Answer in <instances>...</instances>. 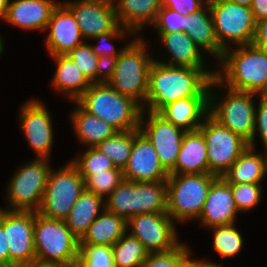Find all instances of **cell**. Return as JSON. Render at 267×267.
I'll return each mask as SVG.
<instances>
[{
  "instance_id": "obj_13",
  "label": "cell",
  "mask_w": 267,
  "mask_h": 267,
  "mask_svg": "<svg viewBox=\"0 0 267 267\" xmlns=\"http://www.w3.org/2000/svg\"><path fill=\"white\" fill-rule=\"evenodd\" d=\"M34 222L33 211L3 210V231L8 245L9 267H24L36 259Z\"/></svg>"
},
{
  "instance_id": "obj_20",
  "label": "cell",
  "mask_w": 267,
  "mask_h": 267,
  "mask_svg": "<svg viewBox=\"0 0 267 267\" xmlns=\"http://www.w3.org/2000/svg\"><path fill=\"white\" fill-rule=\"evenodd\" d=\"M236 207L229 183L223 177H217L209 188L200 221L206 227L234 224Z\"/></svg>"
},
{
  "instance_id": "obj_51",
  "label": "cell",
  "mask_w": 267,
  "mask_h": 267,
  "mask_svg": "<svg viewBox=\"0 0 267 267\" xmlns=\"http://www.w3.org/2000/svg\"><path fill=\"white\" fill-rule=\"evenodd\" d=\"M9 0H0V18L4 19L7 15Z\"/></svg>"
},
{
  "instance_id": "obj_12",
  "label": "cell",
  "mask_w": 267,
  "mask_h": 267,
  "mask_svg": "<svg viewBox=\"0 0 267 267\" xmlns=\"http://www.w3.org/2000/svg\"><path fill=\"white\" fill-rule=\"evenodd\" d=\"M47 159L37 158L20 167L10 181L8 211H33L40 208L51 168Z\"/></svg>"
},
{
  "instance_id": "obj_17",
  "label": "cell",
  "mask_w": 267,
  "mask_h": 267,
  "mask_svg": "<svg viewBox=\"0 0 267 267\" xmlns=\"http://www.w3.org/2000/svg\"><path fill=\"white\" fill-rule=\"evenodd\" d=\"M169 172L162 166L156 150L147 137L134 130V140L123 177L133 182H154L167 180Z\"/></svg>"
},
{
  "instance_id": "obj_44",
  "label": "cell",
  "mask_w": 267,
  "mask_h": 267,
  "mask_svg": "<svg viewBox=\"0 0 267 267\" xmlns=\"http://www.w3.org/2000/svg\"><path fill=\"white\" fill-rule=\"evenodd\" d=\"M118 56L99 57L96 67V83H108L112 78ZM98 76V77H97Z\"/></svg>"
},
{
  "instance_id": "obj_41",
  "label": "cell",
  "mask_w": 267,
  "mask_h": 267,
  "mask_svg": "<svg viewBox=\"0 0 267 267\" xmlns=\"http://www.w3.org/2000/svg\"><path fill=\"white\" fill-rule=\"evenodd\" d=\"M153 25L158 29V33L184 32L185 16L161 6Z\"/></svg>"
},
{
  "instance_id": "obj_24",
  "label": "cell",
  "mask_w": 267,
  "mask_h": 267,
  "mask_svg": "<svg viewBox=\"0 0 267 267\" xmlns=\"http://www.w3.org/2000/svg\"><path fill=\"white\" fill-rule=\"evenodd\" d=\"M114 4L119 25L135 34L146 23H154L162 6V0H118Z\"/></svg>"
},
{
  "instance_id": "obj_1",
  "label": "cell",
  "mask_w": 267,
  "mask_h": 267,
  "mask_svg": "<svg viewBox=\"0 0 267 267\" xmlns=\"http://www.w3.org/2000/svg\"><path fill=\"white\" fill-rule=\"evenodd\" d=\"M215 73L204 68L170 66L154 59L146 95L148 112L158 113L165 105L178 99L209 97L210 82Z\"/></svg>"
},
{
  "instance_id": "obj_36",
  "label": "cell",
  "mask_w": 267,
  "mask_h": 267,
  "mask_svg": "<svg viewBox=\"0 0 267 267\" xmlns=\"http://www.w3.org/2000/svg\"><path fill=\"white\" fill-rule=\"evenodd\" d=\"M214 229V249L222 258L233 257L243 245V239L234 224L216 226Z\"/></svg>"
},
{
  "instance_id": "obj_19",
  "label": "cell",
  "mask_w": 267,
  "mask_h": 267,
  "mask_svg": "<svg viewBox=\"0 0 267 267\" xmlns=\"http://www.w3.org/2000/svg\"><path fill=\"white\" fill-rule=\"evenodd\" d=\"M48 28L50 33L46 38V45L52 57L67 55L84 42L74 15L63 3H58L52 12Z\"/></svg>"
},
{
  "instance_id": "obj_52",
  "label": "cell",
  "mask_w": 267,
  "mask_h": 267,
  "mask_svg": "<svg viewBox=\"0 0 267 267\" xmlns=\"http://www.w3.org/2000/svg\"><path fill=\"white\" fill-rule=\"evenodd\" d=\"M231 3L234 4H239V5H244V6H248L251 7L253 0H227Z\"/></svg>"
},
{
  "instance_id": "obj_43",
  "label": "cell",
  "mask_w": 267,
  "mask_h": 267,
  "mask_svg": "<svg viewBox=\"0 0 267 267\" xmlns=\"http://www.w3.org/2000/svg\"><path fill=\"white\" fill-rule=\"evenodd\" d=\"M201 0H162V7L174 10L185 17L200 10L202 5Z\"/></svg>"
},
{
  "instance_id": "obj_8",
  "label": "cell",
  "mask_w": 267,
  "mask_h": 267,
  "mask_svg": "<svg viewBox=\"0 0 267 267\" xmlns=\"http://www.w3.org/2000/svg\"><path fill=\"white\" fill-rule=\"evenodd\" d=\"M84 190V178L72 163L57 172L51 169L37 212L49 219L65 220Z\"/></svg>"
},
{
  "instance_id": "obj_55",
  "label": "cell",
  "mask_w": 267,
  "mask_h": 267,
  "mask_svg": "<svg viewBox=\"0 0 267 267\" xmlns=\"http://www.w3.org/2000/svg\"><path fill=\"white\" fill-rule=\"evenodd\" d=\"M185 267H192V259L188 260V263H187V265Z\"/></svg>"
},
{
  "instance_id": "obj_47",
  "label": "cell",
  "mask_w": 267,
  "mask_h": 267,
  "mask_svg": "<svg viewBox=\"0 0 267 267\" xmlns=\"http://www.w3.org/2000/svg\"><path fill=\"white\" fill-rule=\"evenodd\" d=\"M0 267H9V252L3 231V210L0 209Z\"/></svg>"
},
{
  "instance_id": "obj_6",
  "label": "cell",
  "mask_w": 267,
  "mask_h": 267,
  "mask_svg": "<svg viewBox=\"0 0 267 267\" xmlns=\"http://www.w3.org/2000/svg\"><path fill=\"white\" fill-rule=\"evenodd\" d=\"M33 238L36 259L76 267L79 239L64 220L49 219L35 212Z\"/></svg>"
},
{
  "instance_id": "obj_40",
  "label": "cell",
  "mask_w": 267,
  "mask_h": 267,
  "mask_svg": "<svg viewBox=\"0 0 267 267\" xmlns=\"http://www.w3.org/2000/svg\"><path fill=\"white\" fill-rule=\"evenodd\" d=\"M238 211H248L256 206L261 198L262 187L254 183H229Z\"/></svg>"
},
{
  "instance_id": "obj_48",
  "label": "cell",
  "mask_w": 267,
  "mask_h": 267,
  "mask_svg": "<svg viewBox=\"0 0 267 267\" xmlns=\"http://www.w3.org/2000/svg\"><path fill=\"white\" fill-rule=\"evenodd\" d=\"M251 10L256 21L267 17V0H253Z\"/></svg>"
},
{
  "instance_id": "obj_38",
  "label": "cell",
  "mask_w": 267,
  "mask_h": 267,
  "mask_svg": "<svg viewBox=\"0 0 267 267\" xmlns=\"http://www.w3.org/2000/svg\"><path fill=\"white\" fill-rule=\"evenodd\" d=\"M189 251L187 246L181 243L167 252L150 253L141 267H185L190 257Z\"/></svg>"
},
{
  "instance_id": "obj_35",
  "label": "cell",
  "mask_w": 267,
  "mask_h": 267,
  "mask_svg": "<svg viewBox=\"0 0 267 267\" xmlns=\"http://www.w3.org/2000/svg\"><path fill=\"white\" fill-rule=\"evenodd\" d=\"M76 267H115L112 246L79 244Z\"/></svg>"
},
{
  "instance_id": "obj_7",
  "label": "cell",
  "mask_w": 267,
  "mask_h": 267,
  "mask_svg": "<svg viewBox=\"0 0 267 267\" xmlns=\"http://www.w3.org/2000/svg\"><path fill=\"white\" fill-rule=\"evenodd\" d=\"M217 177L209 173L169 174L167 178L168 215L181 222L194 217L199 219L209 188Z\"/></svg>"
},
{
  "instance_id": "obj_28",
  "label": "cell",
  "mask_w": 267,
  "mask_h": 267,
  "mask_svg": "<svg viewBox=\"0 0 267 267\" xmlns=\"http://www.w3.org/2000/svg\"><path fill=\"white\" fill-rule=\"evenodd\" d=\"M253 151L254 148L248 146L223 174L222 177L228 183H260L267 172V155L254 154Z\"/></svg>"
},
{
  "instance_id": "obj_26",
  "label": "cell",
  "mask_w": 267,
  "mask_h": 267,
  "mask_svg": "<svg viewBox=\"0 0 267 267\" xmlns=\"http://www.w3.org/2000/svg\"><path fill=\"white\" fill-rule=\"evenodd\" d=\"M127 221L105 208L89 226L87 232L79 240V244L113 246L126 232Z\"/></svg>"
},
{
  "instance_id": "obj_33",
  "label": "cell",
  "mask_w": 267,
  "mask_h": 267,
  "mask_svg": "<svg viewBox=\"0 0 267 267\" xmlns=\"http://www.w3.org/2000/svg\"><path fill=\"white\" fill-rule=\"evenodd\" d=\"M134 140V130L117 132L95 148L112 160L116 168L123 170L129 161Z\"/></svg>"
},
{
  "instance_id": "obj_14",
  "label": "cell",
  "mask_w": 267,
  "mask_h": 267,
  "mask_svg": "<svg viewBox=\"0 0 267 267\" xmlns=\"http://www.w3.org/2000/svg\"><path fill=\"white\" fill-rule=\"evenodd\" d=\"M131 236L136 237L149 253L167 252L181 243L178 242L173 219L167 212L143 213L127 220Z\"/></svg>"
},
{
  "instance_id": "obj_56",
  "label": "cell",
  "mask_w": 267,
  "mask_h": 267,
  "mask_svg": "<svg viewBox=\"0 0 267 267\" xmlns=\"http://www.w3.org/2000/svg\"><path fill=\"white\" fill-rule=\"evenodd\" d=\"M203 3H205L206 5L210 2V0H206L205 2L203 0H201Z\"/></svg>"
},
{
  "instance_id": "obj_29",
  "label": "cell",
  "mask_w": 267,
  "mask_h": 267,
  "mask_svg": "<svg viewBox=\"0 0 267 267\" xmlns=\"http://www.w3.org/2000/svg\"><path fill=\"white\" fill-rule=\"evenodd\" d=\"M103 198L86 190L78 197L70 214L64 220L70 231L80 240L99 216Z\"/></svg>"
},
{
  "instance_id": "obj_30",
  "label": "cell",
  "mask_w": 267,
  "mask_h": 267,
  "mask_svg": "<svg viewBox=\"0 0 267 267\" xmlns=\"http://www.w3.org/2000/svg\"><path fill=\"white\" fill-rule=\"evenodd\" d=\"M78 108L71 114L74 129L83 143L96 147L105 139L112 137L118 131L106 121L85 111L78 103Z\"/></svg>"
},
{
  "instance_id": "obj_49",
  "label": "cell",
  "mask_w": 267,
  "mask_h": 267,
  "mask_svg": "<svg viewBox=\"0 0 267 267\" xmlns=\"http://www.w3.org/2000/svg\"><path fill=\"white\" fill-rule=\"evenodd\" d=\"M24 267H71V266H67V265H63V264L55 263V262H46V261H41V260L35 259L30 264H28Z\"/></svg>"
},
{
  "instance_id": "obj_23",
  "label": "cell",
  "mask_w": 267,
  "mask_h": 267,
  "mask_svg": "<svg viewBox=\"0 0 267 267\" xmlns=\"http://www.w3.org/2000/svg\"><path fill=\"white\" fill-rule=\"evenodd\" d=\"M209 173L207 146L203 134L197 130L186 132L175 167L169 174Z\"/></svg>"
},
{
  "instance_id": "obj_16",
  "label": "cell",
  "mask_w": 267,
  "mask_h": 267,
  "mask_svg": "<svg viewBox=\"0 0 267 267\" xmlns=\"http://www.w3.org/2000/svg\"><path fill=\"white\" fill-rule=\"evenodd\" d=\"M113 0H77L63 3L74 15L84 38L112 32L118 25Z\"/></svg>"
},
{
  "instance_id": "obj_25",
  "label": "cell",
  "mask_w": 267,
  "mask_h": 267,
  "mask_svg": "<svg viewBox=\"0 0 267 267\" xmlns=\"http://www.w3.org/2000/svg\"><path fill=\"white\" fill-rule=\"evenodd\" d=\"M209 12L210 17L206 12ZM193 42L201 49L207 50L213 56L221 59L224 50L220 47L215 36L214 25L209 4L185 17V31Z\"/></svg>"
},
{
  "instance_id": "obj_2",
  "label": "cell",
  "mask_w": 267,
  "mask_h": 267,
  "mask_svg": "<svg viewBox=\"0 0 267 267\" xmlns=\"http://www.w3.org/2000/svg\"><path fill=\"white\" fill-rule=\"evenodd\" d=\"M238 47L223 52L224 75L215 73L211 87L226 82L225 87L236 91L260 93L267 86V50L253 43Z\"/></svg>"
},
{
  "instance_id": "obj_50",
  "label": "cell",
  "mask_w": 267,
  "mask_h": 267,
  "mask_svg": "<svg viewBox=\"0 0 267 267\" xmlns=\"http://www.w3.org/2000/svg\"><path fill=\"white\" fill-rule=\"evenodd\" d=\"M192 267H223L219 264L213 263L212 261L192 260Z\"/></svg>"
},
{
  "instance_id": "obj_15",
  "label": "cell",
  "mask_w": 267,
  "mask_h": 267,
  "mask_svg": "<svg viewBox=\"0 0 267 267\" xmlns=\"http://www.w3.org/2000/svg\"><path fill=\"white\" fill-rule=\"evenodd\" d=\"M148 113V123L145 126L143 119L145 109L142 110L139 130L151 142L162 166L170 172L175 167L186 131L166 121L157 112Z\"/></svg>"
},
{
  "instance_id": "obj_39",
  "label": "cell",
  "mask_w": 267,
  "mask_h": 267,
  "mask_svg": "<svg viewBox=\"0 0 267 267\" xmlns=\"http://www.w3.org/2000/svg\"><path fill=\"white\" fill-rule=\"evenodd\" d=\"M66 56L78 66L91 84L96 83V67L99 56L93 52L91 45L83 42Z\"/></svg>"
},
{
  "instance_id": "obj_32",
  "label": "cell",
  "mask_w": 267,
  "mask_h": 267,
  "mask_svg": "<svg viewBox=\"0 0 267 267\" xmlns=\"http://www.w3.org/2000/svg\"><path fill=\"white\" fill-rule=\"evenodd\" d=\"M115 267H141L150 254L136 238L126 233L112 246Z\"/></svg>"
},
{
  "instance_id": "obj_9",
  "label": "cell",
  "mask_w": 267,
  "mask_h": 267,
  "mask_svg": "<svg viewBox=\"0 0 267 267\" xmlns=\"http://www.w3.org/2000/svg\"><path fill=\"white\" fill-rule=\"evenodd\" d=\"M213 20L215 36L225 51V40L243 46L252 44L257 21L251 7L234 4L227 0H210L208 3Z\"/></svg>"
},
{
  "instance_id": "obj_22",
  "label": "cell",
  "mask_w": 267,
  "mask_h": 267,
  "mask_svg": "<svg viewBox=\"0 0 267 267\" xmlns=\"http://www.w3.org/2000/svg\"><path fill=\"white\" fill-rule=\"evenodd\" d=\"M158 114L186 132L197 131L209 114V97H187L165 105Z\"/></svg>"
},
{
  "instance_id": "obj_54",
  "label": "cell",
  "mask_w": 267,
  "mask_h": 267,
  "mask_svg": "<svg viewBox=\"0 0 267 267\" xmlns=\"http://www.w3.org/2000/svg\"><path fill=\"white\" fill-rule=\"evenodd\" d=\"M3 40H2V37H0V54L2 53L3 51Z\"/></svg>"
},
{
  "instance_id": "obj_5",
  "label": "cell",
  "mask_w": 267,
  "mask_h": 267,
  "mask_svg": "<svg viewBox=\"0 0 267 267\" xmlns=\"http://www.w3.org/2000/svg\"><path fill=\"white\" fill-rule=\"evenodd\" d=\"M130 43L118 55L108 84L146 109L149 71L154 60L147 55L144 41L138 38Z\"/></svg>"
},
{
  "instance_id": "obj_4",
  "label": "cell",
  "mask_w": 267,
  "mask_h": 267,
  "mask_svg": "<svg viewBox=\"0 0 267 267\" xmlns=\"http://www.w3.org/2000/svg\"><path fill=\"white\" fill-rule=\"evenodd\" d=\"M107 199L103 207L126 221L143 213L167 212V180L133 182L124 179Z\"/></svg>"
},
{
  "instance_id": "obj_27",
  "label": "cell",
  "mask_w": 267,
  "mask_h": 267,
  "mask_svg": "<svg viewBox=\"0 0 267 267\" xmlns=\"http://www.w3.org/2000/svg\"><path fill=\"white\" fill-rule=\"evenodd\" d=\"M167 50L171 53L170 66L205 68L200 48L185 32L158 33Z\"/></svg>"
},
{
  "instance_id": "obj_53",
  "label": "cell",
  "mask_w": 267,
  "mask_h": 267,
  "mask_svg": "<svg viewBox=\"0 0 267 267\" xmlns=\"http://www.w3.org/2000/svg\"><path fill=\"white\" fill-rule=\"evenodd\" d=\"M260 100L267 104V86L259 93Z\"/></svg>"
},
{
  "instance_id": "obj_46",
  "label": "cell",
  "mask_w": 267,
  "mask_h": 267,
  "mask_svg": "<svg viewBox=\"0 0 267 267\" xmlns=\"http://www.w3.org/2000/svg\"><path fill=\"white\" fill-rule=\"evenodd\" d=\"M253 44L267 50V17L257 21Z\"/></svg>"
},
{
  "instance_id": "obj_37",
  "label": "cell",
  "mask_w": 267,
  "mask_h": 267,
  "mask_svg": "<svg viewBox=\"0 0 267 267\" xmlns=\"http://www.w3.org/2000/svg\"><path fill=\"white\" fill-rule=\"evenodd\" d=\"M81 156L71 162L78 169L80 175H94L109 169H119L113 165L110 158L95 147H89Z\"/></svg>"
},
{
  "instance_id": "obj_10",
  "label": "cell",
  "mask_w": 267,
  "mask_h": 267,
  "mask_svg": "<svg viewBox=\"0 0 267 267\" xmlns=\"http://www.w3.org/2000/svg\"><path fill=\"white\" fill-rule=\"evenodd\" d=\"M198 130L207 146L209 174L218 177H222L249 146L245 139L221 125L210 114L202 119Z\"/></svg>"
},
{
  "instance_id": "obj_42",
  "label": "cell",
  "mask_w": 267,
  "mask_h": 267,
  "mask_svg": "<svg viewBox=\"0 0 267 267\" xmlns=\"http://www.w3.org/2000/svg\"><path fill=\"white\" fill-rule=\"evenodd\" d=\"M120 25H118L112 32H107V33H104V34H101V35H98L97 37H94L93 39H97L98 40V43H107V45H102L100 43V45H96V46H92V50L93 52L101 57H109V56H118L120 54V52L122 50H120L118 53L117 51L115 50V47L112 45V43L109 45V40L110 39H114L115 37L118 38L119 37H123V35H125L123 32V29L121 28V26L119 27ZM121 28V29H120ZM108 41V42H107Z\"/></svg>"
},
{
  "instance_id": "obj_21",
  "label": "cell",
  "mask_w": 267,
  "mask_h": 267,
  "mask_svg": "<svg viewBox=\"0 0 267 267\" xmlns=\"http://www.w3.org/2000/svg\"><path fill=\"white\" fill-rule=\"evenodd\" d=\"M57 6L51 0H9L5 21L29 31L45 30Z\"/></svg>"
},
{
  "instance_id": "obj_31",
  "label": "cell",
  "mask_w": 267,
  "mask_h": 267,
  "mask_svg": "<svg viewBox=\"0 0 267 267\" xmlns=\"http://www.w3.org/2000/svg\"><path fill=\"white\" fill-rule=\"evenodd\" d=\"M57 69L53 81L58 92H67L76 101L91 85L78 66L66 55L53 56Z\"/></svg>"
},
{
  "instance_id": "obj_34",
  "label": "cell",
  "mask_w": 267,
  "mask_h": 267,
  "mask_svg": "<svg viewBox=\"0 0 267 267\" xmlns=\"http://www.w3.org/2000/svg\"><path fill=\"white\" fill-rule=\"evenodd\" d=\"M81 176L84 178L85 190L102 198L104 195H110L124 180L121 169H109L94 175Z\"/></svg>"
},
{
  "instance_id": "obj_18",
  "label": "cell",
  "mask_w": 267,
  "mask_h": 267,
  "mask_svg": "<svg viewBox=\"0 0 267 267\" xmlns=\"http://www.w3.org/2000/svg\"><path fill=\"white\" fill-rule=\"evenodd\" d=\"M21 126L37 158L48 159L53 142L52 122L49 111L38 100L28 101L21 110Z\"/></svg>"
},
{
  "instance_id": "obj_45",
  "label": "cell",
  "mask_w": 267,
  "mask_h": 267,
  "mask_svg": "<svg viewBox=\"0 0 267 267\" xmlns=\"http://www.w3.org/2000/svg\"><path fill=\"white\" fill-rule=\"evenodd\" d=\"M255 133L253 136V140L249 143V146L254 148V137L256 134V131L259 130V134L262 138V143L264 145V148L267 149V104L259 100V107L258 111L255 112ZM257 129V130H256Z\"/></svg>"
},
{
  "instance_id": "obj_3",
  "label": "cell",
  "mask_w": 267,
  "mask_h": 267,
  "mask_svg": "<svg viewBox=\"0 0 267 267\" xmlns=\"http://www.w3.org/2000/svg\"><path fill=\"white\" fill-rule=\"evenodd\" d=\"M75 103L106 121L118 132L139 129L143 108L108 83H92Z\"/></svg>"
},
{
  "instance_id": "obj_11",
  "label": "cell",
  "mask_w": 267,
  "mask_h": 267,
  "mask_svg": "<svg viewBox=\"0 0 267 267\" xmlns=\"http://www.w3.org/2000/svg\"><path fill=\"white\" fill-rule=\"evenodd\" d=\"M212 91L210 82L209 114L221 125L250 143L255 133V112L257 109L252 102L255 93L228 88L225 100H221V103H214L213 101L216 99H213L212 94L214 95V93Z\"/></svg>"
}]
</instances>
